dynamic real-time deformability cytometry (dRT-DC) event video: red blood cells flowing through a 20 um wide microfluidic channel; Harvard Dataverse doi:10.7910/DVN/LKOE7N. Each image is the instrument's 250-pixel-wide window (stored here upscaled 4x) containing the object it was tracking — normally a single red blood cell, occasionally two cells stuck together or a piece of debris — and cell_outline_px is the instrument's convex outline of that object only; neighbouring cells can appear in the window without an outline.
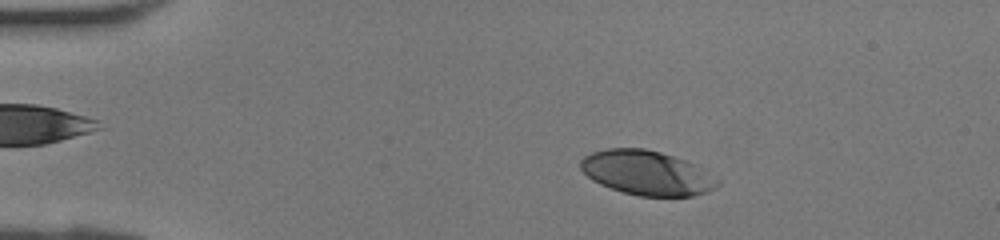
{"species": "human", "species_latin": "Homo sapiens", "temperature_condition": "room temperature", "stored_images_in_passage": 41, "camera_frame_rate_fps": 3000, "um_per_image_px": 0.085, "donor": {"sex": "female"}, "frame": {"image": 1, "passage_image": 7, "time_ms": 2.0, "image_size_px": [1000, 240], "cell_outline_px": [[724, 180], [720, 184], [708, 192], [692, 196], [640, 196], [624, 192], [600, 184], [592, 180], [580, 168], [580, 160], [584, 156], [592, 152], [608, 148], [644, 148], [660, 152], [696, 164]], "centroid_in_image_um": [55.04, 14.69], "position_along_channel_um": 30.0, "area_um2": 35.72}}
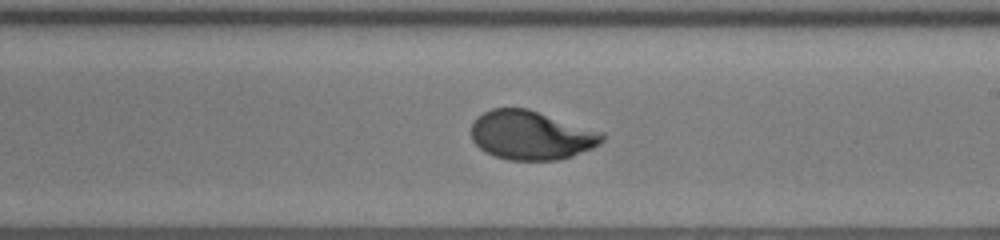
{"frame": {"image": 2, "passage_image": 24, "time_ms": 7.667, "image_size_px": [1000, 240], "cell_outline_px": [[604, 140], [600, 144], [592, 148], [572, 156], [556, 160], [508, 160], [496, 156], [480, 148], [472, 140], [472, 124], [476, 116], [492, 108], [528, 108], [604, 132]], "centroid_in_image_um": [45.17, 11.48], "position_along_channel_um": 243.8, "area_um2": 37.45}}
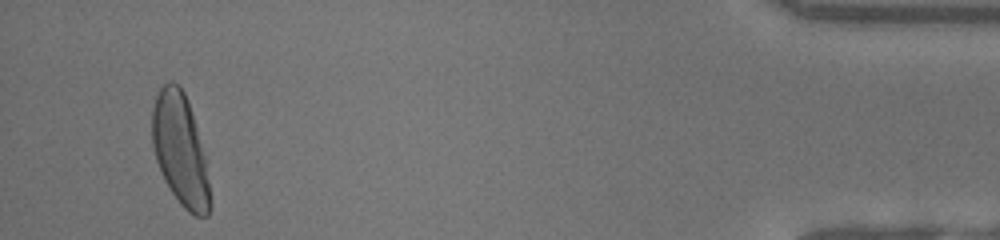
{"frame": {"image": 3, "passage_image": 39, "time_ms": 12.667, "image_size_px": [1000, 240], "cell_outline_px": [[212, 208], [208, 216], [196, 216], [188, 212], [180, 204], [164, 180], [156, 160], [152, 144], [152, 108], [156, 96], [160, 88], [168, 80], [172, 80], [180, 84], [184, 92], [192, 116], [204, 156], [212, 204]], "centroid_in_image_um": [15.3, 12.75], "position_along_channel_um": 419.9, "area_um2": 37.4}}